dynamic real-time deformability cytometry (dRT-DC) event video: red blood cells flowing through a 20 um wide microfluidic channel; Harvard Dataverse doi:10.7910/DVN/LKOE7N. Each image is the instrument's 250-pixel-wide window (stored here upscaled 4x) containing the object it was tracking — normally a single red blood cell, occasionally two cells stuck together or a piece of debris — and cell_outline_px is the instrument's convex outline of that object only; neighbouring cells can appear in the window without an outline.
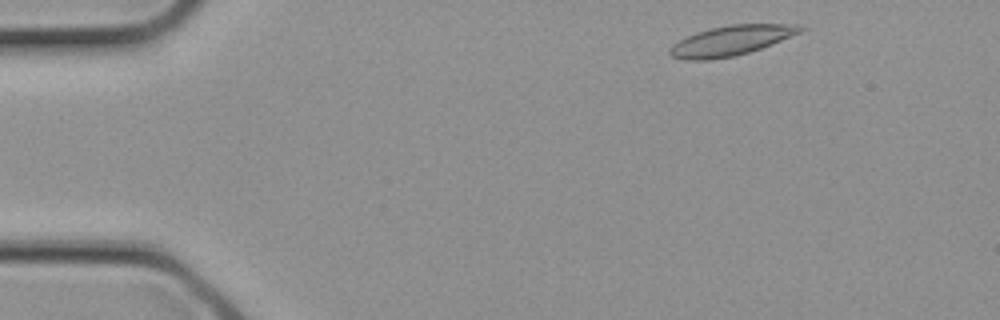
{"species": "common noctule bat (a hibernating species)", "species_latin": "Nyctalus noctula", "temperature_condition": "cold", "stored_images_in_passage": 3, "camera_frame_rate_fps": 3000, "um_per_image_px": 0.085, "animal": {"sex": "female", "body_mass_g": 21.9}, "frame": {"image": 1, "passage_image": 1, "time_ms": 0.0, "image_size_px": [1000, 320], "cell_outline_px": [[808, 28], [800, 32], [760, 48], [748, 52], [732, 56], [708, 60], [684, 60], [672, 56], [668, 52], [668, 48], [672, 44], [696, 32], [712, 28], [732, 24], [796, 24]], "centroid_in_image_um": [62.11, 3.44], "position_along_channel_um": 22.9, "area_um2": 22.43}}